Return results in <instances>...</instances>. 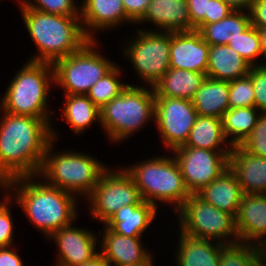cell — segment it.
Listing matches in <instances>:
<instances>
[{"mask_svg": "<svg viewBox=\"0 0 266 266\" xmlns=\"http://www.w3.org/2000/svg\"><path fill=\"white\" fill-rule=\"evenodd\" d=\"M51 141V125L44 119L0 109V187L11 179L38 175Z\"/></svg>", "mask_w": 266, "mask_h": 266, "instance_id": "cell-1", "label": "cell"}, {"mask_svg": "<svg viewBox=\"0 0 266 266\" xmlns=\"http://www.w3.org/2000/svg\"><path fill=\"white\" fill-rule=\"evenodd\" d=\"M25 214L28 222L48 239L55 231L79 220L80 200L46 183L40 176L11 179L2 187Z\"/></svg>", "mask_w": 266, "mask_h": 266, "instance_id": "cell-2", "label": "cell"}, {"mask_svg": "<svg viewBox=\"0 0 266 266\" xmlns=\"http://www.w3.org/2000/svg\"><path fill=\"white\" fill-rule=\"evenodd\" d=\"M15 71L0 98V109L44 119L51 125L52 140L57 142L60 132L53 123L56 113L48 105L52 88H55L53 64L27 60Z\"/></svg>", "mask_w": 266, "mask_h": 266, "instance_id": "cell-3", "label": "cell"}, {"mask_svg": "<svg viewBox=\"0 0 266 266\" xmlns=\"http://www.w3.org/2000/svg\"><path fill=\"white\" fill-rule=\"evenodd\" d=\"M23 26L36 50L28 60L54 64L79 51L90 39L85 35L80 16L47 14L30 8H19Z\"/></svg>", "mask_w": 266, "mask_h": 266, "instance_id": "cell-4", "label": "cell"}, {"mask_svg": "<svg viewBox=\"0 0 266 266\" xmlns=\"http://www.w3.org/2000/svg\"><path fill=\"white\" fill-rule=\"evenodd\" d=\"M55 144L52 140L48 145L38 176L49 185L86 201L110 165L102 163L95 155L76 149L58 152Z\"/></svg>", "mask_w": 266, "mask_h": 266, "instance_id": "cell-5", "label": "cell"}, {"mask_svg": "<svg viewBox=\"0 0 266 266\" xmlns=\"http://www.w3.org/2000/svg\"><path fill=\"white\" fill-rule=\"evenodd\" d=\"M167 153L169 155H152L146 160L122 167L132 177L142 200L153 204L158 210L162 205L170 206L175 210L174 214L190 193L184 184L177 161L171 152Z\"/></svg>", "mask_w": 266, "mask_h": 266, "instance_id": "cell-6", "label": "cell"}, {"mask_svg": "<svg viewBox=\"0 0 266 266\" xmlns=\"http://www.w3.org/2000/svg\"><path fill=\"white\" fill-rule=\"evenodd\" d=\"M154 113L153 87L130 83L119 96L100 109V128L109 142L119 145L150 123L154 126Z\"/></svg>", "mask_w": 266, "mask_h": 266, "instance_id": "cell-7", "label": "cell"}, {"mask_svg": "<svg viewBox=\"0 0 266 266\" xmlns=\"http://www.w3.org/2000/svg\"><path fill=\"white\" fill-rule=\"evenodd\" d=\"M99 41L89 40L79 51L53 64L55 87L64 90L63 94L86 95L117 64L99 51Z\"/></svg>", "mask_w": 266, "mask_h": 266, "instance_id": "cell-8", "label": "cell"}, {"mask_svg": "<svg viewBox=\"0 0 266 266\" xmlns=\"http://www.w3.org/2000/svg\"><path fill=\"white\" fill-rule=\"evenodd\" d=\"M183 234L198 239L217 241L224 245L239 243L235 217L190 194L174 213Z\"/></svg>", "mask_w": 266, "mask_h": 266, "instance_id": "cell-9", "label": "cell"}, {"mask_svg": "<svg viewBox=\"0 0 266 266\" xmlns=\"http://www.w3.org/2000/svg\"><path fill=\"white\" fill-rule=\"evenodd\" d=\"M133 35L125 45L123 42L120 52L130 62L140 83L153 87L170 68V32L136 28Z\"/></svg>", "mask_w": 266, "mask_h": 266, "instance_id": "cell-10", "label": "cell"}, {"mask_svg": "<svg viewBox=\"0 0 266 266\" xmlns=\"http://www.w3.org/2000/svg\"><path fill=\"white\" fill-rule=\"evenodd\" d=\"M86 200L87 214L102 224L121 207L138 205L143 201L132 177L120 165L111 166L102 174Z\"/></svg>", "mask_w": 266, "mask_h": 266, "instance_id": "cell-11", "label": "cell"}, {"mask_svg": "<svg viewBox=\"0 0 266 266\" xmlns=\"http://www.w3.org/2000/svg\"><path fill=\"white\" fill-rule=\"evenodd\" d=\"M231 151H210L179 146L171 151L190 194H197L229 168Z\"/></svg>", "mask_w": 266, "mask_h": 266, "instance_id": "cell-12", "label": "cell"}, {"mask_svg": "<svg viewBox=\"0 0 266 266\" xmlns=\"http://www.w3.org/2000/svg\"><path fill=\"white\" fill-rule=\"evenodd\" d=\"M198 114L192 100L155 97L154 123L160 144L171 152L186 143Z\"/></svg>", "mask_w": 266, "mask_h": 266, "instance_id": "cell-13", "label": "cell"}, {"mask_svg": "<svg viewBox=\"0 0 266 266\" xmlns=\"http://www.w3.org/2000/svg\"><path fill=\"white\" fill-rule=\"evenodd\" d=\"M76 221L55 231L46 241L56 246L54 266H74L83 264L97 256L99 251V233L78 226ZM97 233V234H96Z\"/></svg>", "mask_w": 266, "mask_h": 266, "instance_id": "cell-14", "label": "cell"}, {"mask_svg": "<svg viewBox=\"0 0 266 266\" xmlns=\"http://www.w3.org/2000/svg\"><path fill=\"white\" fill-rule=\"evenodd\" d=\"M80 19L90 40H99L98 32L102 34L111 29V32L117 31L124 25H135L127 17L122 0H80Z\"/></svg>", "mask_w": 266, "mask_h": 266, "instance_id": "cell-15", "label": "cell"}, {"mask_svg": "<svg viewBox=\"0 0 266 266\" xmlns=\"http://www.w3.org/2000/svg\"><path fill=\"white\" fill-rule=\"evenodd\" d=\"M210 45L196 31L170 32V68L207 73Z\"/></svg>", "mask_w": 266, "mask_h": 266, "instance_id": "cell-16", "label": "cell"}, {"mask_svg": "<svg viewBox=\"0 0 266 266\" xmlns=\"http://www.w3.org/2000/svg\"><path fill=\"white\" fill-rule=\"evenodd\" d=\"M98 233L100 254L110 266L139 264L153 254V251L144 245L143 237L122 236L104 224L102 230L98 229Z\"/></svg>", "mask_w": 266, "mask_h": 266, "instance_id": "cell-17", "label": "cell"}, {"mask_svg": "<svg viewBox=\"0 0 266 266\" xmlns=\"http://www.w3.org/2000/svg\"><path fill=\"white\" fill-rule=\"evenodd\" d=\"M150 23V28H145ZM150 31H193L186 0H151L144 16L135 24ZM152 27V28H151ZM157 27V28H156Z\"/></svg>", "mask_w": 266, "mask_h": 266, "instance_id": "cell-18", "label": "cell"}, {"mask_svg": "<svg viewBox=\"0 0 266 266\" xmlns=\"http://www.w3.org/2000/svg\"><path fill=\"white\" fill-rule=\"evenodd\" d=\"M235 225L241 243H266V194H243Z\"/></svg>", "mask_w": 266, "mask_h": 266, "instance_id": "cell-19", "label": "cell"}, {"mask_svg": "<svg viewBox=\"0 0 266 266\" xmlns=\"http://www.w3.org/2000/svg\"><path fill=\"white\" fill-rule=\"evenodd\" d=\"M229 169L244 194H266V158L246 152L240 145L229 154Z\"/></svg>", "mask_w": 266, "mask_h": 266, "instance_id": "cell-20", "label": "cell"}, {"mask_svg": "<svg viewBox=\"0 0 266 266\" xmlns=\"http://www.w3.org/2000/svg\"><path fill=\"white\" fill-rule=\"evenodd\" d=\"M158 209L147 201L138 205L121 207L104 224L116 234L129 237H143L158 217Z\"/></svg>", "mask_w": 266, "mask_h": 266, "instance_id": "cell-21", "label": "cell"}, {"mask_svg": "<svg viewBox=\"0 0 266 266\" xmlns=\"http://www.w3.org/2000/svg\"><path fill=\"white\" fill-rule=\"evenodd\" d=\"M177 233L178 242L174 252L176 254L173 255L175 266H219L224 244L213 240L192 238L180 231Z\"/></svg>", "mask_w": 266, "mask_h": 266, "instance_id": "cell-22", "label": "cell"}, {"mask_svg": "<svg viewBox=\"0 0 266 266\" xmlns=\"http://www.w3.org/2000/svg\"><path fill=\"white\" fill-rule=\"evenodd\" d=\"M243 194L237 176L229 168L197 193L205 202L234 217L237 216Z\"/></svg>", "mask_w": 266, "mask_h": 266, "instance_id": "cell-23", "label": "cell"}, {"mask_svg": "<svg viewBox=\"0 0 266 266\" xmlns=\"http://www.w3.org/2000/svg\"><path fill=\"white\" fill-rule=\"evenodd\" d=\"M252 66L229 45H210L207 77L232 81L249 74Z\"/></svg>", "mask_w": 266, "mask_h": 266, "instance_id": "cell-24", "label": "cell"}, {"mask_svg": "<svg viewBox=\"0 0 266 266\" xmlns=\"http://www.w3.org/2000/svg\"><path fill=\"white\" fill-rule=\"evenodd\" d=\"M63 97L60 117L70 126L75 137L83 135L88 128L91 129L93 123L100 126V109L86 95L64 94Z\"/></svg>", "mask_w": 266, "mask_h": 266, "instance_id": "cell-25", "label": "cell"}, {"mask_svg": "<svg viewBox=\"0 0 266 266\" xmlns=\"http://www.w3.org/2000/svg\"><path fill=\"white\" fill-rule=\"evenodd\" d=\"M205 73L169 68L153 86L155 97L183 98L192 100L195 92L206 79Z\"/></svg>", "mask_w": 266, "mask_h": 266, "instance_id": "cell-26", "label": "cell"}, {"mask_svg": "<svg viewBox=\"0 0 266 266\" xmlns=\"http://www.w3.org/2000/svg\"><path fill=\"white\" fill-rule=\"evenodd\" d=\"M192 103L198 115L221 119L229 109V81L206 77Z\"/></svg>", "mask_w": 266, "mask_h": 266, "instance_id": "cell-27", "label": "cell"}, {"mask_svg": "<svg viewBox=\"0 0 266 266\" xmlns=\"http://www.w3.org/2000/svg\"><path fill=\"white\" fill-rule=\"evenodd\" d=\"M183 146L210 151H231L232 149L224 136L221 119L201 115H198Z\"/></svg>", "mask_w": 266, "mask_h": 266, "instance_id": "cell-28", "label": "cell"}, {"mask_svg": "<svg viewBox=\"0 0 266 266\" xmlns=\"http://www.w3.org/2000/svg\"><path fill=\"white\" fill-rule=\"evenodd\" d=\"M250 25L249 11L234 10L226 18L204 25L198 32L209 45H227Z\"/></svg>", "mask_w": 266, "mask_h": 266, "instance_id": "cell-29", "label": "cell"}, {"mask_svg": "<svg viewBox=\"0 0 266 266\" xmlns=\"http://www.w3.org/2000/svg\"><path fill=\"white\" fill-rule=\"evenodd\" d=\"M260 113L256 107H241L228 109L223 114V133L232 147L246 140L253 131Z\"/></svg>", "mask_w": 266, "mask_h": 266, "instance_id": "cell-30", "label": "cell"}, {"mask_svg": "<svg viewBox=\"0 0 266 266\" xmlns=\"http://www.w3.org/2000/svg\"><path fill=\"white\" fill-rule=\"evenodd\" d=\"M124 72L120 63H117L107 74L92 85L86 96L99 109L103 108L128 86L129 82L122 81Z\"/></svg>", "mask_w": 266, "mask_h": 266, "instance_id": "cell-31", "label": "cell"}, {"mask_svg": "<svg viewBox=\"0 0 266 266\" xmlns=\"http://www.w3.org/2000/svg\"><path fill=\"white\" fill-rule=\"evenodd\" d=\"M227 45L233 48L251 66H262L260 37L253 25H250L236 38L229 40Z\"/></svg>", "mask_w": 266, "mask_h": 266, "instance_id": "cell-32", "label": "cell"}, {"mask_svg": "<svg viewBox=\"0 0 266 266\" xmlns=\"http://www.w3.org/2000/svg\"><path fill=\"white\" fill-rule=\"evenodd\" d=\"M260 256V247L254 244L239 242L224 245L219 266H251Z\"/></svg>", "mask_w": 266, "mask_h": 266, "instance_id": "cell-33", "label": "cell"}, {"mask_svg": "<svg viewBox=\"0 0 266 266\" xmlns=\"http://www.w3.org/2000/svg\"><path fill=\"white\" fill-rule=\"evenodd\" d=\"M19 8H30L47 14L80 16L77 0H15Z\"/></svg>", "mask_w": 266, "mask_h": 266, "instance_id": "cell-34", "label": "cell"}, {"mask_svg": "<svg viewBox=\"0 0 266 266\" xmlns=\"http://www.w3.org/2000/svg\"><path fill=\"white\" fill-rule=\"evenodd\" d=\"M1 199H0V248L10 247L15 245V227L13 215H12V205H16V202L11 198V196L0 187ZM12 204V205H11ZM15 226V227H14Z\"/></svg>", "mask_w": 266, "mask_h": 266, "instance_id": "cell-35", "label": "cell"}, {"mask_svg": "<svg viewBox=\"0 0 266 266\" xmlns=\"http://www.w3.org/2000/svg\"><path fill=\"white\" fill-rule=\"evenodd\" d=\"M241 107H255L254 87L249 75L229 81V109Z\"/></svg>", "mask_w": 266, "mask_h": 266, "instance_id": "cell-36", "label": "cell"}, {"mask_svg": "<svg viewBox=\"0 0 266 266\" xmlns=\"http://www.w3.org/2000/svg\"><path fill=\"white\" fill-rule=\"evenodd\" d=\"M240 146L252 155L266 158V113H260L253 131Z\"/></svg>", "mask_w": 266, "mask_h": 266, "instance_id": "cell-37", "label": "cell"}, {"mask_svg": "<svg viewBox=\"0 0 266 266\" xmlns=\"http://www.w3.org/2000/svg\"><path fill=\"white\" fill-rule=\"evenodd\" d=\"M248 75L253 82L255 107L266 113V66H252Z\"/></svg>", "mask_w": 266, "mask_h": 266, "instance_id": "cell-38", "label": "cell"}, {"mask_svg": "<svg viewBox=\"0 0 266 266\" xmlns=\"http://www.w3.org/2000/svg\"><path fill=\"white\" fill-rule=\"evenodd\" d=\"M191 24L199 31L205 25V16H209L210 0H186Z\"/></svg>", "mask_w": 266, "mask_h": 266, "instance_id": "cell-39", "label": "cell"}, {"mask_svg": "<svg viewBox=\"0 0 266 266\" xmlns=\"http://www.w3.org/2000/svg\"><path fill=\"white\" fill-rule=\"evenodd\" d=\"M151 0H122L127 17L136 24L147 10Z\"/></svg>", "mask_w": 266, "mask_h": 266, "instance_id": "cell-40", "label": "cell"}, {"mask_svg": "<svg viewBox=\"0 0 266 266\" xmlns=\"http://www.w3.org/2000/svg\"><path fill=\"white\" fill-rule=\"evenodd\" d=\"M234 10L222 0H210L209 16H205V25L226 18Z\"/></svg>", "mask_w": 266, "mask_h": 266, "instance_id": "cell-41", "label": "cell"}, {"mask_svg": "<svg viewBox=\"0 0 266 266\" xmlns=\"http://www.w3.org/2000/svg\"><path fill=\"white\" fill-rule=\"evenodd\" d=\"M251 25L266 27V0H254L249 10Z\"/></svg>", "mask_w": 266, "mask_h": 266, "instance_id": "cell-42", "label": "cell"}, {"mask_svg": "<svg viewBox=\"0 0 266 266\" xmlns=\"http://www.w3.org/2000/svg\"><path fill=\"white\" fill-rule=\"evenodd\" d=\"M17 245L0 248V266H24ZM16 248V249H15ZM20 255V256H19Z\"/></svg>", "mask_w": 266, "mask_h": 266, "instance_id": "cell-43", "label": "cell"}, {"mask_svg": "<svg viewBox=\"0 0 266 266\" xmlns=\"http://www.w3.org/2000/svg\"><path fill=\"white\" fill-rule=\"evenodd\" d=\"M233 10L249 11L254 0H222Z\"/></svg>", "mask_w": 266, "mask_h": 266, "instance_id": "cell-44", "label": "cell"}, {"mask_svg": "<svg viewBox=\"0 0 266 266\" xmlns=\"http://www.w3.org/2000/svg\"><path fill=\"white\" fill-rule=\"evenodd\" d=\"M260 37V46L262 51V65L266 66V27H256Z\"/></svg>", "mask_w": 266, "mask_h": 266, "instance_id": "cell-45", "label": "cell"}, {"mask_svg": "<svg viewBox=\"0 0 266 266\" xmlns=\"http://www.w3.org/2000/svg\"><path fill=\"white\" fill-rule=\"evenodd\" d=\"M74 266H110V264L104 259V257L99 253L92 260L85 262L83 264Z\"/></svg>", "mask_w": 266, "mask_h": 266, "instance_id": "cell-46", "label": "cell"}, {"mask_svg": "<svg viewBox=\"0 0 266 266\" xmlns=\"http://www.w3.org/2000/svg\"><path fill=\"white\" fill-rule=\"evenodd\" d=\"M155 254H151L145 261L139 263V264H132V265H127V266H155L154 263V258H155Z\"/></svg>", "mask_w": 266, "mask_h": 266, "instance_id": "cell-47", "label": "cell"}, {"mask_svg": "<svg viewBox=\"0 0 266 266\" xmlns=\"http://www.w3.org/2000/svg\"><path fill=\"white\" fill-rule=\"evenodd\" d=\"M251 266H266V261L260 256Z\"/></svg>", "mask_w": 266, "mask_h": 266, "instance_id": "cell-48", "label": "cell"}, {"mask_svg": "<svg viewBox=\"0 0 266 266\" xmlns=\"http://www.w3.org/2000/svg\"><path fill=\"white\" fill-rule=\"evenodd\" d=\"M261 257L266 261V243L260 247Z\"/></svg>", "mask_w": 266, "mask_h": 266, "instance_id": "cell-49", "label": "cell"}]
</instances>
